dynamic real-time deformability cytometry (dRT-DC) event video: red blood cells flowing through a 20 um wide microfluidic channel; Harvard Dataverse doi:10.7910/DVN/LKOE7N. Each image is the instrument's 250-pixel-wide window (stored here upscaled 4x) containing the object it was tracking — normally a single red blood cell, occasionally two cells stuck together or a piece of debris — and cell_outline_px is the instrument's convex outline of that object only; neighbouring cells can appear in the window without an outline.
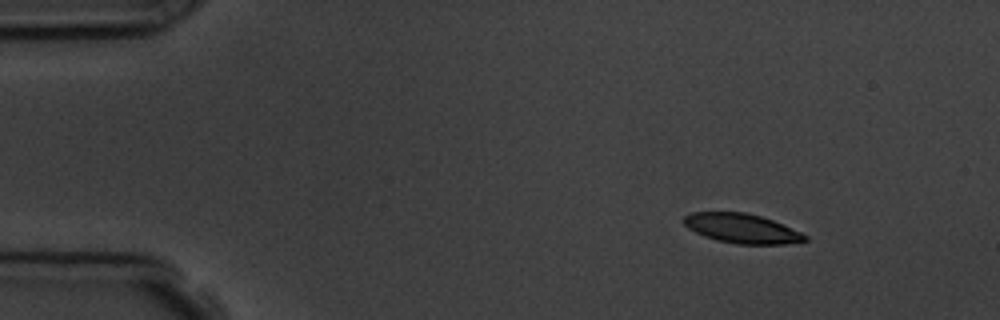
{"species": "common noctule bat (a hibernating species)", "species_latin": "Nyctalus noctula", "temperature_condition": "room temperature", "stored_images_in_passage": 7, "camera_frame_rate_fps": 3000, "um_per_image_px": 0.085, "animal": {"sex": "male", "body_mass_g": 19.5, "forearm_length_mm": 54.6}, "frame": {"image": 1, "passage_image": 1, "time_ms": 0.0, "image_size_px": [1000, 320], "cell_outline_px": [[808, 240], [784, 244], [736, 244], [716, 240], [704, 236], [688, 228], [680, 220], [688, 212], [744, 212], [760, 216], [772, 220], [800, 232], [808, 236]], "centroid_in_image_um": [63.0, 19.41], "position_along_channel_um": 22.0, "area_um2": 20.81}}
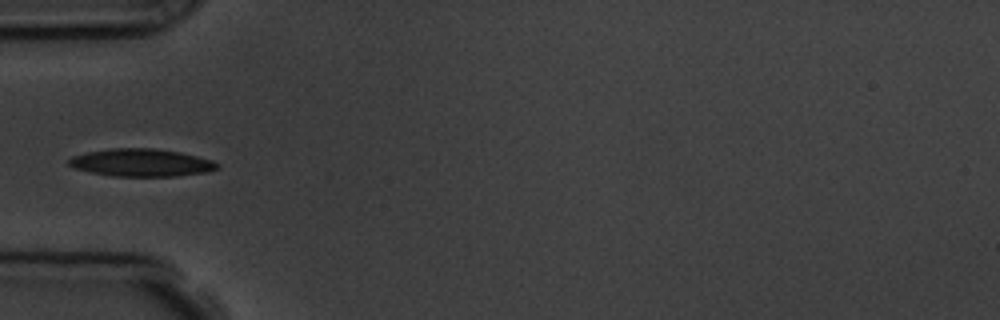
{"frame": {"image": 2, "passage_image": 4, "time_ms": 3.667, "image_size_px": [1000, 320], "cell_outline_px": [[220, 168], [204, 172], [176, 176], [112, 176], [72, 168], [68, 164], [68, 160], [72, 156], [88, 152], [112, 148], [152, 148], [180, 152], [212, 160], [220, 164]], "centroid_in_image_um": [12.0, 13.82], "position_along_channel_um": 73.0, "area_um2": 23.81}}